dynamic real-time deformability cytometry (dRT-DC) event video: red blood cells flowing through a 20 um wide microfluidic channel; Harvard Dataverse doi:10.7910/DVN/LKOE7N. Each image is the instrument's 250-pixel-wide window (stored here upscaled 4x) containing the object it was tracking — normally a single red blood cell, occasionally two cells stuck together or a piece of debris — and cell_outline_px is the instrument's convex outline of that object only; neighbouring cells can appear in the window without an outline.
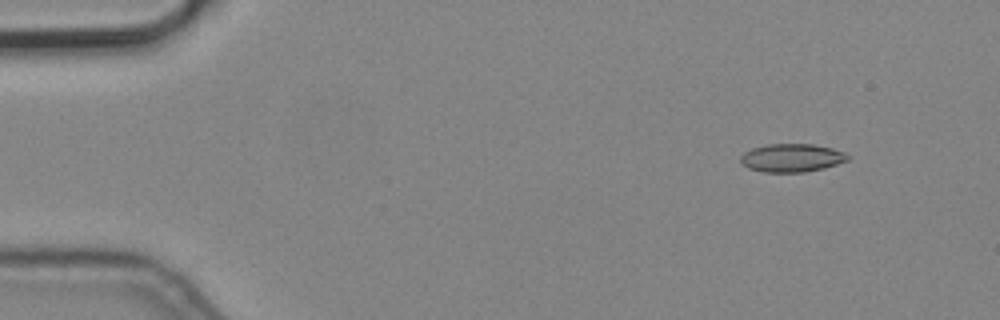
{"species": "common noctule bat (a hibernating species)", "species_latin": "Nyctalus noctula", "temperature_condition": "cold", "stored_images_in_passage": 5, "camera_frame_rate_fps": 3000, "um_per_image_px": 0.085, "animal": {"sex": "male", "body_mass_g": 19.2, "forearm_length_mm": 51.8}, "frame": {"image": 1, "passage_image": 1, "time_ms": 0.0, "image_size_px": [1000, 320], "cell_outline_px": [[852, 156], [848, 160], [824, 168], [804, 172], [760, 172], [748, 168], [740, 164], [740, 156], [744, 152], [752, 148], [768, 144], [812, 144], [832, 148], [844, 152]], "centroid_in_image_um": [67.28, 13.42], "position_along_channel_um": 17.7, "area_um2": 17.8}}
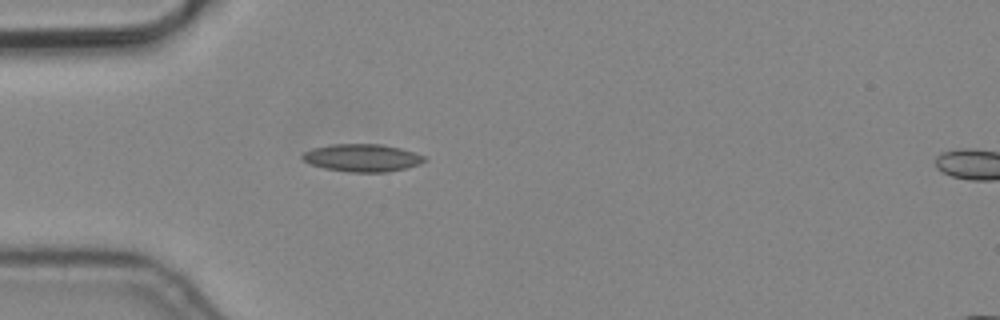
{"frame": {"image": 2, "passage_image": 4, "time_ms": 1.0, "image_size_px": [1000, 320], "cell_outline_px": [[428, 160], [420, 164], [408, 168], [388, 172], [348, 172], [324, 168], [312, 164], [304, 160], [300, 156], [304, 152], [312, 148], [332, 144], [380, 144], [400, 148], [424, 156]], "centroid_in_image_um": [30.8, 13.42], "position_along_channel_um": 54.2, "area_um2": 19.65}}